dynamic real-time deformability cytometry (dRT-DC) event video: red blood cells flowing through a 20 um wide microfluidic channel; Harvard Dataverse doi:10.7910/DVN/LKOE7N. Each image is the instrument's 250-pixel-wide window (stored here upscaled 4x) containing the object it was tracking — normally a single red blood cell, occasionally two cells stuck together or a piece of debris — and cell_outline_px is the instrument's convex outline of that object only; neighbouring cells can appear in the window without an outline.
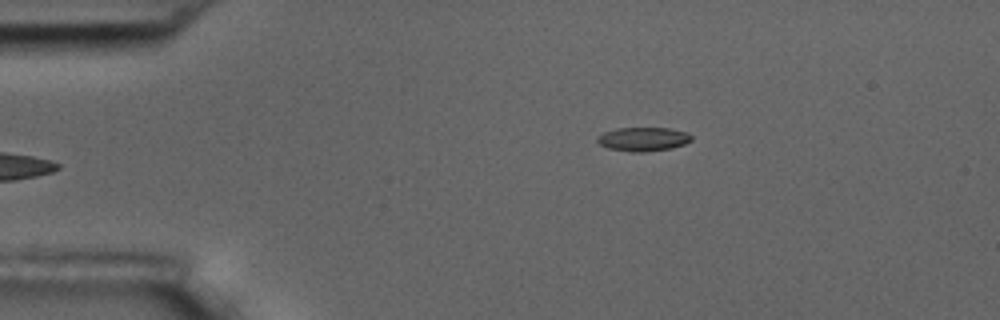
{"species": "common noctule bat (a hibernating species)", "species_latin": "Nyctalus noctula", "temperature_condition": "room temperature", "stored_images_in_passage": 6, "camera_frame_rate_fps": 3000, "um_per_image_px": 0.085, "animal": {"sex": "male", "body_mass_g": 17.5, "forearm_length_mm": 52.3}, "frame": {"image": 1, "passage_image": 6, "time_ms": 6.333, "image_size_px": [1000, 320], "cell_outline_px": [[692, 140], [684, 144], [672, 148], [644, 152], [632, 152], [608, 148], [600, 144], [596, 140], [596, 136], [604, 132], [616, 128], [668, 128], [688, 132], [692, 136]], "centroid_in_image_um": [54.67, 11.82], "position_along_channel_um": 30.3, "area_um2": 13.18}}